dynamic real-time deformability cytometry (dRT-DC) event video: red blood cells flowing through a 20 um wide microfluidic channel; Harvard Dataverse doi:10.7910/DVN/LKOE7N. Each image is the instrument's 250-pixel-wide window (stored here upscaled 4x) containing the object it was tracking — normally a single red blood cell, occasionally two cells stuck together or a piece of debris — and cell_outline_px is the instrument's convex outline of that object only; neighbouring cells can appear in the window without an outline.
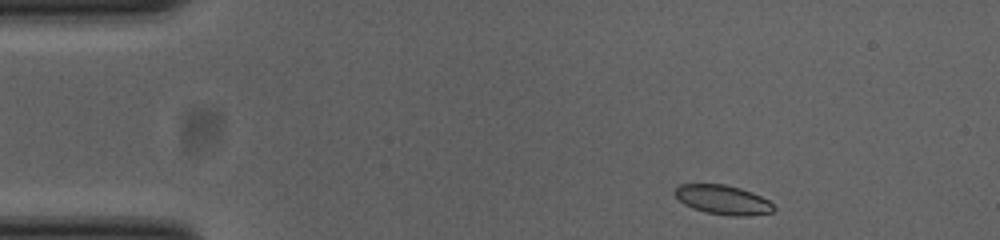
{"species": "common noctule bat (a hibernating species)", "species_latin": "Nyctalus noctula", "temperature_condition": "cold", "stored_images_in_passage": 46, "camera_frame_rate_fps": 3000, "um_per_image_px": 0.085, "animal": {"sex": "female", "body_mass_g": 23.0, "forearm_length_mm": 53.4}, "frame": {"image": 1, "passage_image": 1, "time_ms": 0.0, "image_size_px": [1000, 240], "cell_outline_px": [[776, 208], [772, 212], [744, 216], [732, 216], [704, 212], [692, 208], [684, 204], [672, 192], [680, 184], [724, 184], [740, 188], [752, 192], [768, 200]], "centroid_in_image_um": [61.43, 16.98], "position_along_channel_um": 23.6, "area_um2": 16.88}}
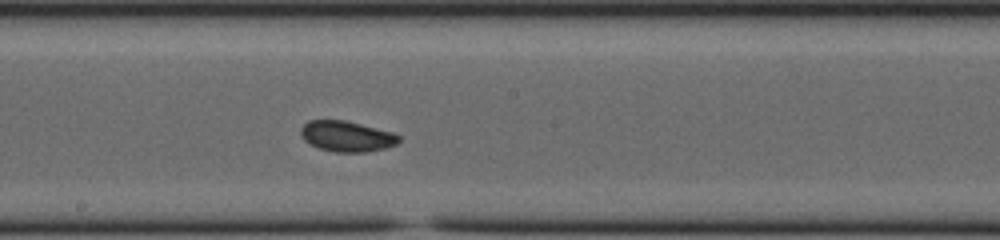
{"frame": {"image": 2, "passage_image": 22, "time_ms": 7.0, "image_size_px": [1000, 240], "cell_outline_px": [[400, 140], [396, 144], [384, 148], [364, 152], [336, 152], [320, 148], [308, 144], [300, 136], [300, 128], [308, 120], [344, 120], [392, 132], [400, 136]], "centroid_in_image_um": [29.43, 11.58], "position_along_channel_um": 218.8, "area_um2": 17.46}}
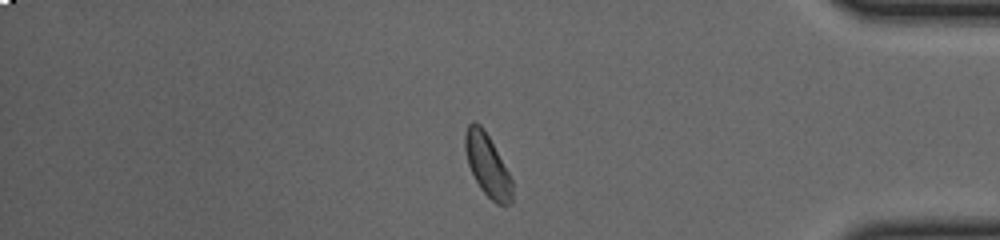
{"frame": {"image": 3, "passage_image": 38, "time_ms": 12.333, "image_size_px": [1000, 240], "cell_outline_px": [[512, 204], [496, 204], [480, 188], [468, 164], [464, 148], [464, 136], [468, 124], [472, 120], [480, 124], [484, 128], [508, 172], [512, 180]], "centroid_in_image_um": [41.41, 14.02], "position_along_channel_um": 393.8, "area_um2": 16.94}, "authors_computed_cell_mechanics": {"area_um2": 17.1088, "velocity_mm_per_s": 3.8453, "shape_relaxation_time_tau1_ms": 2.2234, "shape_relaxation_time_tau2_ms": 4.3887, "deformation_change_tau1": 0.0881, "deformation_change_tau2": 0.0896}}